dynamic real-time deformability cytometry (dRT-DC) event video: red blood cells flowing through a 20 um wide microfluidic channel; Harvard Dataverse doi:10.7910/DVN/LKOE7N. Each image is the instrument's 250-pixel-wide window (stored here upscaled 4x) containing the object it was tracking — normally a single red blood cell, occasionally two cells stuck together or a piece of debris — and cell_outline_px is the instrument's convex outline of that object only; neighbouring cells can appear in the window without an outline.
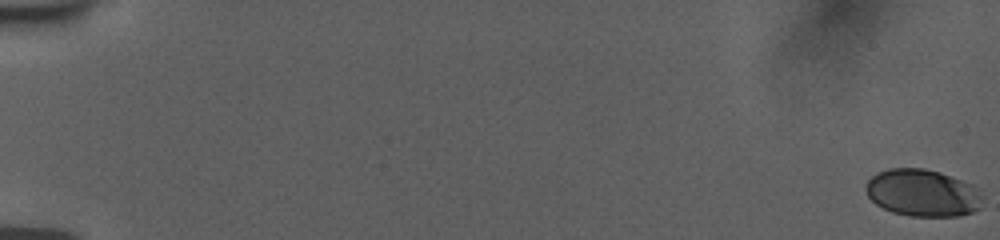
{"species": "human", "species_latin": "Homo sapiens", "temperature_condition": "room temperature", "stored_images_in_passage": 57, "camera_frame_rate_fps": 3000, "um_per_image_px": 0.085, "donor": {"sex": "female"}, "frame": {"image": 1, "passage_image": 1, "time_ms": 0.0, "image_size_px": [1000, 240], "cell_outline_px": [[980, 208], [972, 212], [960, 216], [908, 216], [892, 212], [876, 204], [868, 196], [864, 188], [868, 180], [876, 172], [888, 168], [924, 168], [940, 172], [972, 184], [976, 188], [980, 196]], "centroid_in_image_um": [78.38, 16.39], "position_along_channel_um": 6.6, "area_um2": 32.08}}
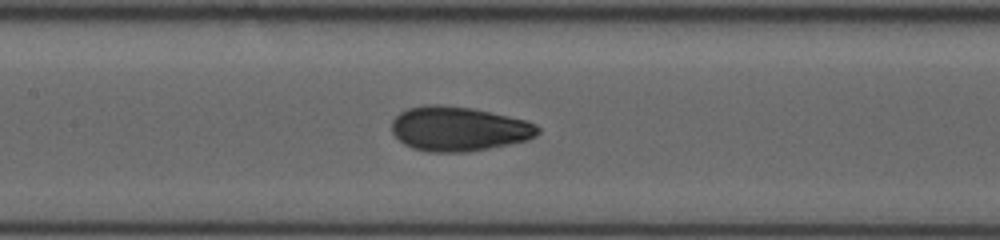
{"frame": {"image": 2, "passage_image": 30, "time_ms": 9.667, "image_size_px": [1000, 240], "cell_outline_px": [[540, 132], [536, 136], [528, 140], [468, 152], [428, 152], [412, 148], [404, 144], [392, 132], [392, 120], [400, 112], [408, 108], [424, 104], [440, 104], [472, 108], [528, 120], [536, 124], [540, 128]], "centroid_in_image_um": [39.0, 10.94], "position_along_channel_um": 168.4, "area_um2": 38.15}}
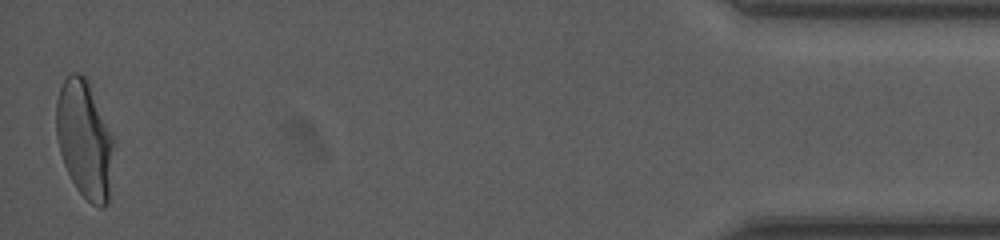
{"frame": {"image": 3, "passage_image": 57, "time_ms": 18.667, "image_size_px": [1000, 240], "cell_outline_px": [[116, 140], [108, 204], [104, 208], [100, 208], [92, 204], [76, 188], [64, 164], [60, 152], [56, 136], [56, 100], [60, 88], [64, 80], [72, 72], [80, 72], [88, 80]], "centroid_in_image_um": [7.22, 11.84], "position_along_channel_um": 428.0, "area_um2": 40.11}, "authors_computed_cell_mechanics": {"area_um2": 36.3562, "velocity_mm_per_s": 3.7591, "shape_relaxation_time_tau1_ms": 5.1589, "shape_relaxation_time_tau2_ms": 0.7289, "deformation_change_tau1": 0.1742, "deformation_change_tau2": 0.0473}}